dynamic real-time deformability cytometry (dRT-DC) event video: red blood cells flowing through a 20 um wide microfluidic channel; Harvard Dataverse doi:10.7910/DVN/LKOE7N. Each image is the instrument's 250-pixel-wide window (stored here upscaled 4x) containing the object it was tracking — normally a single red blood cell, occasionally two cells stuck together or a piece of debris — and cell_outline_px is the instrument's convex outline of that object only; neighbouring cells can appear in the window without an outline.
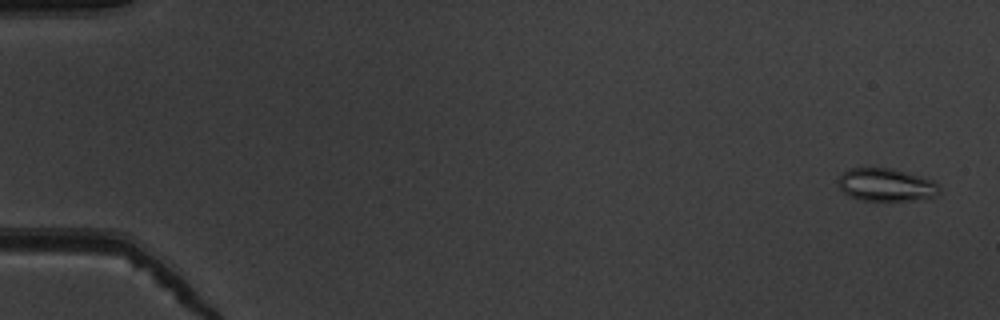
{"species": "common noctule bat (a hibernating species)", "species_latin": "Nyctalus noctula", "temperature_condition": "warm", "stored_images_in_passage": 53, "camera_frame_rate_fps": 3000, "um_per_image_px": 0.085, "animal": {"sex": "male", "body_mass_g": 19.5, "forearm_length_mm": 54.6}, "frame": {"image": 1, "passage_image": 2, "time_ms": 0.333, "image_size_px": [1000, 320], "cell_outline_px": [[940, 192], [936, 196], [908, 200], [860, 200], [848, 196], [840, 188], [836, 180], [844, 172], [852, 168], [892, 168], [920, 176], [932, 180], [940, 188]], "centroid_in_image_um": [75.29, 15.71], "position_along_channel_um": 9.7, "area_um2": 19.19}}
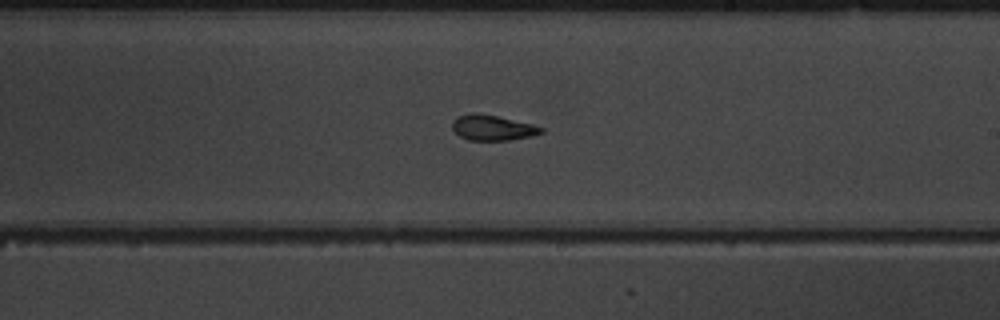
{"frame": {"image": 2, "passage_image": 32, "time_ms": 10.333, "image_size_px": [1000, 320], "cell_outline_px": [[544, 132], [532, 136], [508, 140], [468, 140], [460, 136], [452, 128], [452, 120], [456, 116], [472, 112], [476, 112], [496, 116], [532, 124], [544, 128]], "centroid_in_image_um": [41.84, 10.85], "position_along_channel_um": 247.2, "area_um2": 13.18}}
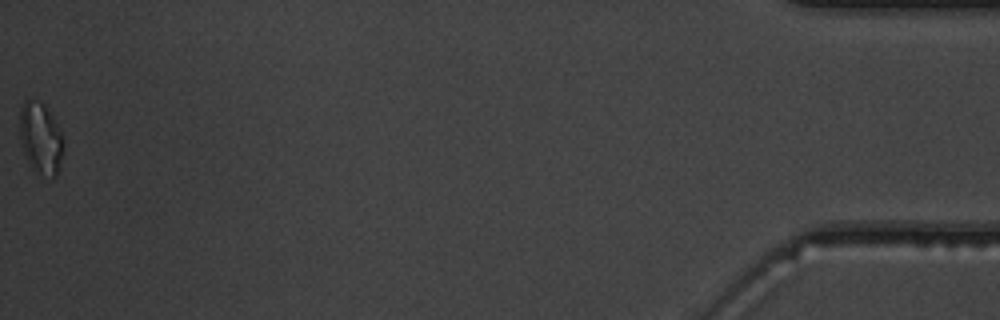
{"frame": {"image": 3, "passage_image": 53, "time_ms": 17.333, "image_size_px": [1000, 320], "cell_outline_px": [[64, 144], [56, 176], [52, 176], [40, 172], [32, 168], [24, 152], [20, 140], [20, 108], [24, 100], [32, 100], [44, 104], [52, 116], [60, 132]], "centroid_in_image_um": [3.43, 11.7], "position_along_channel_um": 431.8, "area_um2": 17.57}, "authors_computed_cell_mechanics": {"area_um2": 14.45, "velocity_mm_per_s": 3.9318, "shape_relaxation_time_tau1_ms": null, "shape_relaxation_time_tau2_ms": 2.2605, "deformation_change_tau1": null, "deformation_change_tau2": 0.0915}}